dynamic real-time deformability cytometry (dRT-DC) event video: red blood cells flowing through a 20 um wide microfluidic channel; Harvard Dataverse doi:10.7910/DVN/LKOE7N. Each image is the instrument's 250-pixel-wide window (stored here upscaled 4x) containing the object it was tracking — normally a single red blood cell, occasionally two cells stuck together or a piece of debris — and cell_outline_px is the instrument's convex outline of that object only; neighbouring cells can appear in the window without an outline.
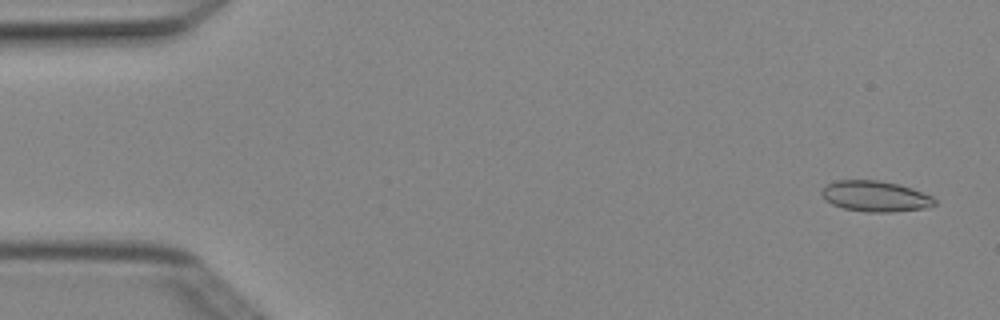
{"species": "Egyptian fruit bat (a non-hibernating species)", "species_latin": "Rousettus aegyptiacus", "temperature_condition": "cold", "stored_images_in_passage": 5, "camera_frame_rate_fps": 3000, "um_per_image_px": 0.085, "animal": {"sex": "female"}, "frame": {"image": 1, "passage_image": 1, "time_ms": 0.0, "image_size_px": [1000, 320], "cell_outline_px": [[936, 204], [924, 208], [892, 212], [868, 212], [844, 208], [832, 204], [824, 200], [820, 192], [828, 184], [836, 180], [876, 180], [900, 184], [912, 188], [932, 196], [936, 200]], "centroid_in_image_um": [74.4, 16.68], "position_along_channel_um": 10.6, "area_um2": 20.23}}
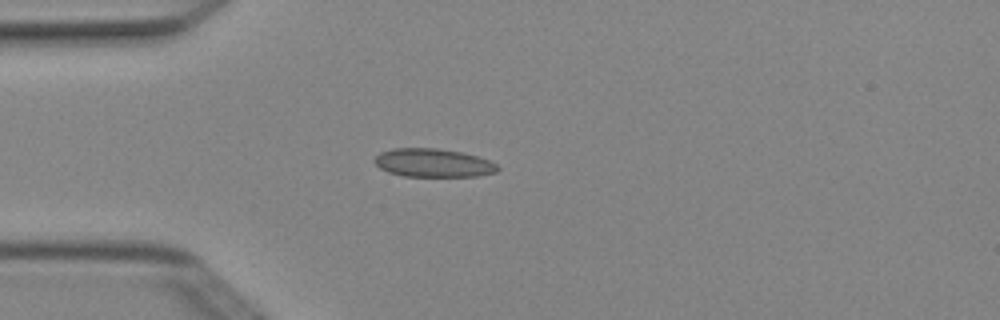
{"frame": {"image": 2, "passage_image": 4, "time_ms": 1.0, "image_size_px": [1000, 320], "cell_outline_px": [[500, 168], [496, 172], [476, 176], [404, 176], [388, 172], [380, 168], [372, 160], [380, 152], [392, 148], [436, 148], [460, 152], [476, 156], [488, 160], [496, 164]], "centroid_in_image_um": [36.79, 13.84], "position_along_channel_um": 48.2, "area_um2": 20.29}}